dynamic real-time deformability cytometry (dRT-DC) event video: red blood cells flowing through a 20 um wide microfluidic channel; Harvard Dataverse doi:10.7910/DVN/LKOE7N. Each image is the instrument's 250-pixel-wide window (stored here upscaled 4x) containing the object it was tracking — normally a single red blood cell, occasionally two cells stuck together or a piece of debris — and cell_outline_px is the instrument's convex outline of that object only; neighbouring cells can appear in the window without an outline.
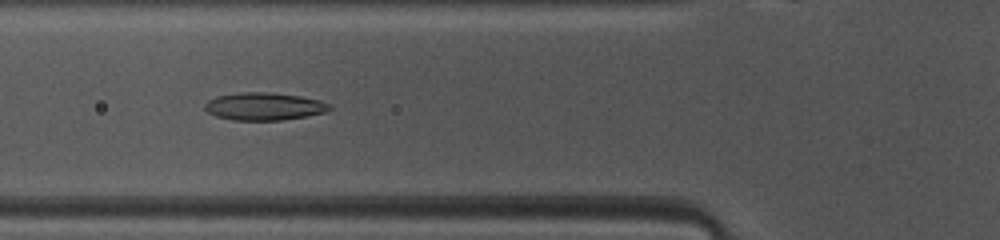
{"species": "common noctule bat (a hibernating species)", "species_latin": "Nyctalus noctula", "temperature_condition": "warm", "stored_images_in_passage": 37, "camera_frame_rate_fps": 3000, "um_per_image_px": 0.085, "animal": {"sex": "female", "body_mass_g": 10.0, "forearm_length_mm": 53.1}, "frame": {"image": 1, "passage_image": 7, "time_ms": 2.0, "image_size_px": [1000, 240], "cell_outline_px": [[332, 108], [324, 112], [304, 116], [280, 120], [232, 120], [216, 116], [208, 112], [204, 108], [204, 104], [208, 100], [216, 96], [240, 92], [268, 92], [300, 96], [320, 100], [328, 104]], "centroid_in_image_um": [22.4, 9.03], "position_along_channel_um": 103.4, "area_um2": 19.94}}
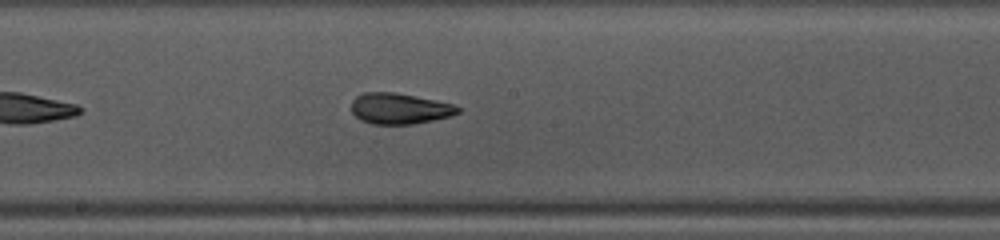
{"frame": {"image": 2, "passage_image": 15, "time_ms": 4.667, "image_size_px": [1000, 240], "cell_outline_px": [[460, 112], [452, 116], [412, 124], [372, 124], [360, 120], [352, 112], [352, 100], [356, 96], [364, 92], [396, 92], [436, 100], [452, 104], [460, 108]], "centroid_in_image_um": [33.95, 9.22], "position_along_channel_um": 214.2, "area_um2": 19.19}}
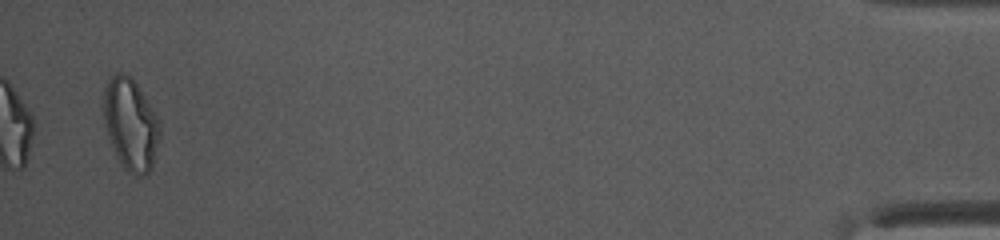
{"frame": {"image": 3, "passage_image": 37, "time_ms": 12.0, "image_size_px": [1000, 240], "cell_outline_px": [[160, 136], [152, 168], [144, 176], [136, 176], [128, 172], [124, 168], [116, 156], [108, 136], [104, 124], [104, 88], [108, 80], [116, 72], [124, 72], [132, 76], [160, 120]], "centroid_in_image_um": [11.12, 10.56], "position_along_channel_um": 424.1, "area_um2": 30.35}, "authors_computed_cell_mechanics": {"area_um2": 19.8832, "velocity_mm_per_s": 4.1445, "shape_relaxation_time_tau1_ms": 3.7907, "shape_relaxation_time_tau2_ms": 1.4866, "deformation_change_tau1": 0.1601, "deformation_change_tau2": 0.0932}}